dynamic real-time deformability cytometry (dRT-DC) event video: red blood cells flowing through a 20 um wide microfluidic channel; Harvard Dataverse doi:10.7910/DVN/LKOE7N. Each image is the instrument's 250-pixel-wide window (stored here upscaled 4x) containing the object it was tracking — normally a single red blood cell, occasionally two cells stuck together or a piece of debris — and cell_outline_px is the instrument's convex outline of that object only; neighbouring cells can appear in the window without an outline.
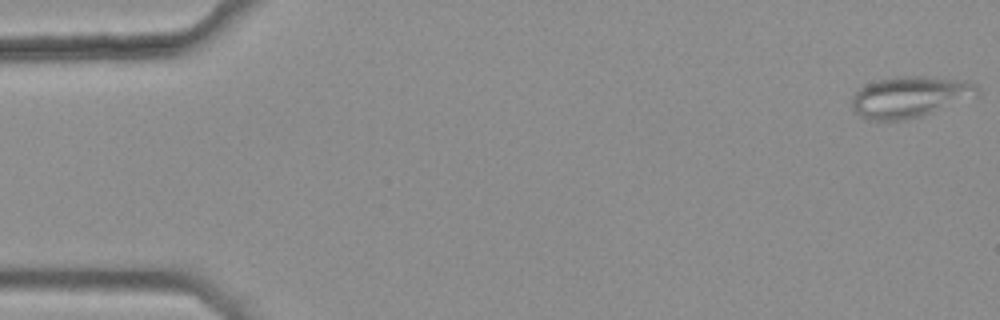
{"species": "common noctule bat (a hibernating species)", "species_latin": "Nyctalus noctula", "temperature_condition": "warm", "stored_images_in_passage": 47, "camera_frame_rate_fps": 3000, "um_per_image_px": 0.085, "animal": {"sex": "female", "body_mass_g": 25.1}, "frame": {"image": 1, "passage_image": 1, "time_ms": 0.0, "image_size_px": [1000, 320], "cell_outline_px": [[980, 96], [924, 116], [904, 120], [868, 120], [860, 116], [852, 108], [852, 96], [860, 88], [876, 80], [896, 76], [928, 76], [972, 80], [980, 88]], "centroid_in_image_um": [77.44, 8.22], "position_along_channel_um": 7.6, "area_um2": 30.92}}
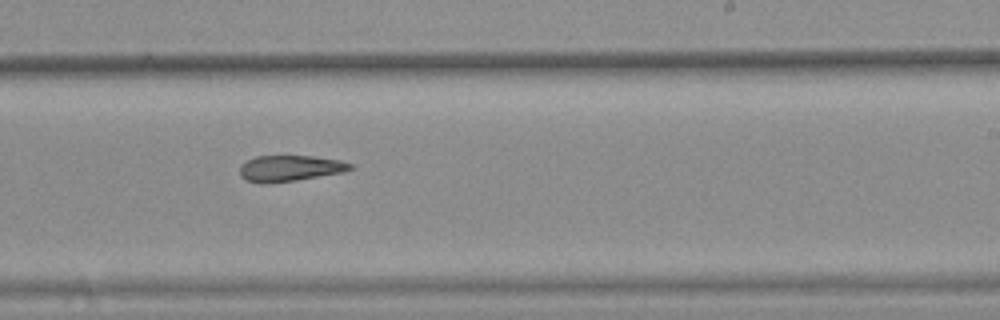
{"frame": {"image": 2, "passage_image": 32, "time_ms": 10.333, "image_size_px": [1000, 320], "cell_outline_px": [[352, 168], [344, 172], [296, 180], [268, 184], [260, 184], [244, 180], [240, 176], [240, 164], [256, 156], [312, 156], [340, 160], [352, 164]], "centroid_in_image_um": [24.59, 14.32], "position_along_channel_um": 264.4, "area_um2": 16.88}}
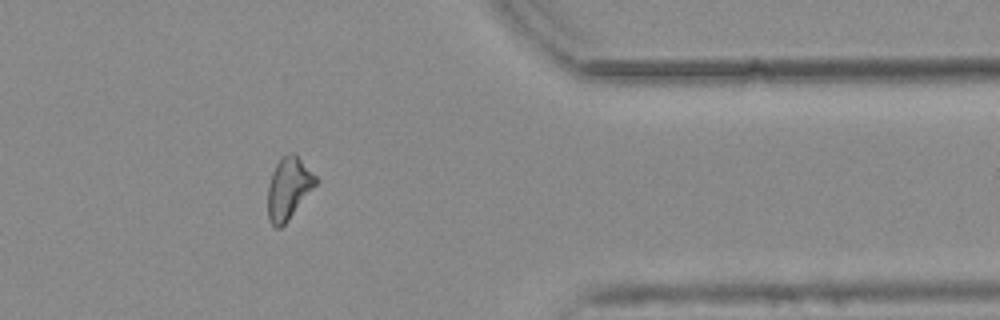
{"frame": {"image": 3, "passage_image": 43, "time_ms": 14.0, "image_size_px": [1000, 320], "cell_outline_px": [[320, 180], [288, 220], [280, 228], [276, 228], [268, 220], [268, 188], [272, 172], [276, 164], [288, 152], [296, 152]], "centroid_in_image_um": [24.55, 15.97], "position_along_channel_um": 386.8, "area_um2": 17.4}}